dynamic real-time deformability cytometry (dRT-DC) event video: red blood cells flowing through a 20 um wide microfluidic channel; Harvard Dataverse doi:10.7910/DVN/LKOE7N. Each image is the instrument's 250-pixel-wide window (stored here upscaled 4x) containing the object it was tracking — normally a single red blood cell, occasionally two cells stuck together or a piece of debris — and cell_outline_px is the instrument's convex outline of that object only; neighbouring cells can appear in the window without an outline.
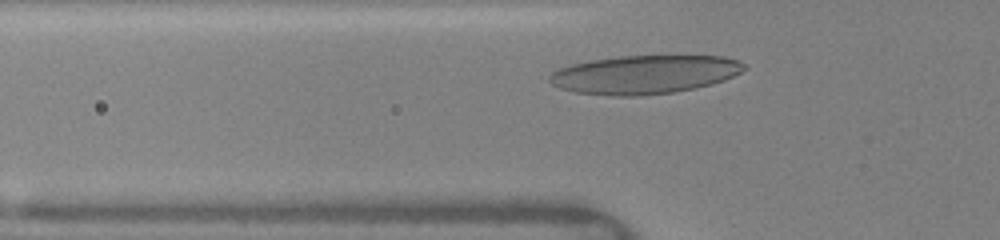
{"species": "human", "species_latin": "Homo sapiens", "temperature_condition": "warm", "stored_images_in_passage": 31, "camera_frame_rate_fps": 3000, "um_per_image_px": 0.085, "donor": {"sex": "female"}, "frame": {"image": 1, "passage_image": 3, "time_ms": 1.0, "image_size_px": [1000, 240], "cell_outline_px": [[744, 68], [740, 72], [724, 80], [712, 84], [696, 88], [672, 92], [640, 96], [612, 96], [576, 92], [560, 88], [552, 84], [548, 80], [548, 76], [552, 72], [560, 68], [572, 64], [592, 60], [620, 56], [724, 56], [736, 60], [744, 64]], "centroid_in_image_um": [54.75, 6.34], "position_along_channel_um": 71.0, "area_um2": 43.52}}
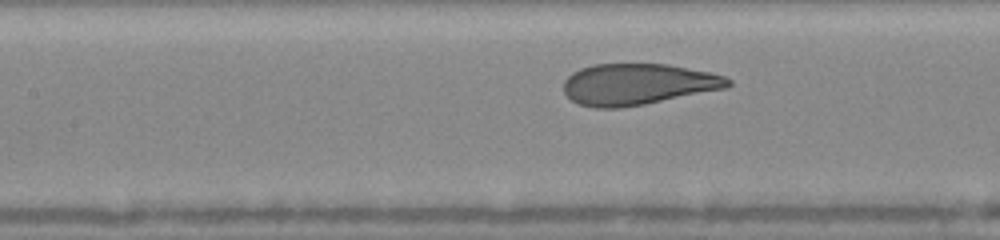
{"frame": {"image": 2, "passage_image": 11, "time_ms": 3.0, "image_size_px": [1000, 240], "cell_outline_px": [[732, 84], [728, 88], [644, 104], [620, 108], [596, 108], [580, 104], [572, 100], [564, 92], [564, 80], [572, 72], [580, 68], [592, 64], [668, 64], [708, 72], [724, 76], [732, 80]], "centroid_in_image_um": [54.21, 7.16], "position_along_channel_um": 153.2, "area_um2": 39.54}}
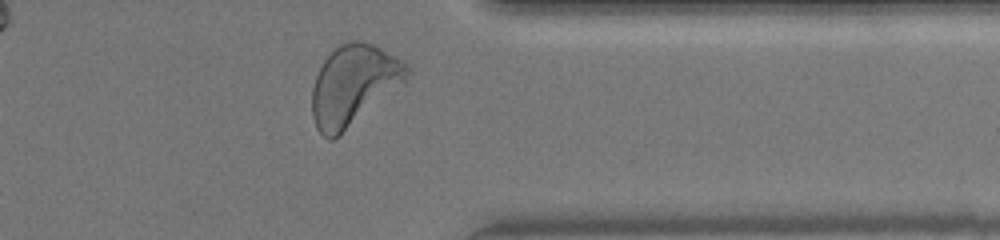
{"frame": {"image": 3, "passage_image": 30, "time_ms": 8.667, "image_size_px": [1000, 240], "cell_outline_px": [[412, 68], [404, 80], [340, 136], [332, 140], [328, 140], [316, 128], [312, 116], [312, 88], [316, 76], [324, 60], [340, 44], [348, 40], [364, 40], [380, 48], [408, 64]], "centroid_in_image_um": [30.01, 7.23], "position_along_channel_um": 381.4, "area_um2": 43.7}, "authors_computed_cell_mechanics": {"area_um2": 40.46, "velocity_mm_per_s": 4.0882, "shape_relaxation_time_tau1_ms": 2.8101, "shape_relaxation_time_tau2_ms": null, "deformation_change_tau1": 0.1549, "deformation_change_tau2": null}}